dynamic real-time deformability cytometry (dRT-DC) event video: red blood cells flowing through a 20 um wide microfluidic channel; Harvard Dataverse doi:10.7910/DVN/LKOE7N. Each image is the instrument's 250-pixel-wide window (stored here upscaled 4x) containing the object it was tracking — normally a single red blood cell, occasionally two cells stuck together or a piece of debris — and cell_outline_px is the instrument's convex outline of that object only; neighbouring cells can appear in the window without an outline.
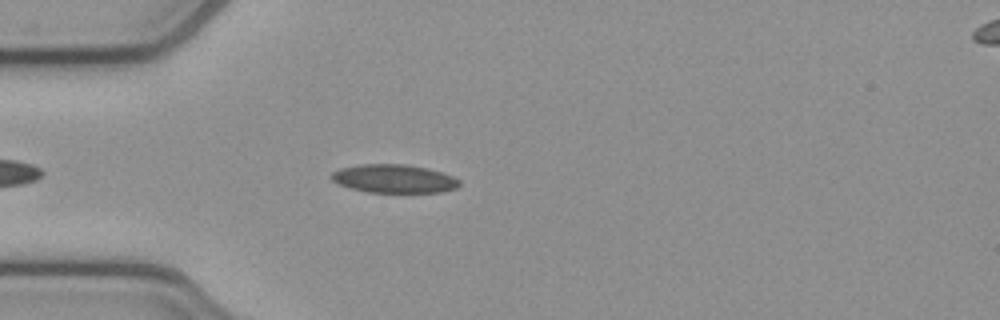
{"species": "common noctule bat (a hibernating species)", "species_latin": "Nyctalus noctula", "temperature_condition": "cold", "stored_images_in_passage": 24, "camera_frame_rate_fps": 3000, "um_per_image_px": 0.085, "animal": {"sex": "female", "body_mass_g": 21.9}, "frame": {"image": 1, "passage_image": 7, "time_ms": 2.0, "image_size_px": [1000, 320], "cell_outline_px": [[460, 184], [456, 188], [440, 192], [368, 192], [348, 188], [332, 180], [332, 172], [340, 168], [364, 164], [404, 164], [428, 168], [452, 176], [460, 180]], "centroid_in_image_um": [33.49, 15.19], "position_along_channel_um": 51.5, "area_um2": 21.04}}
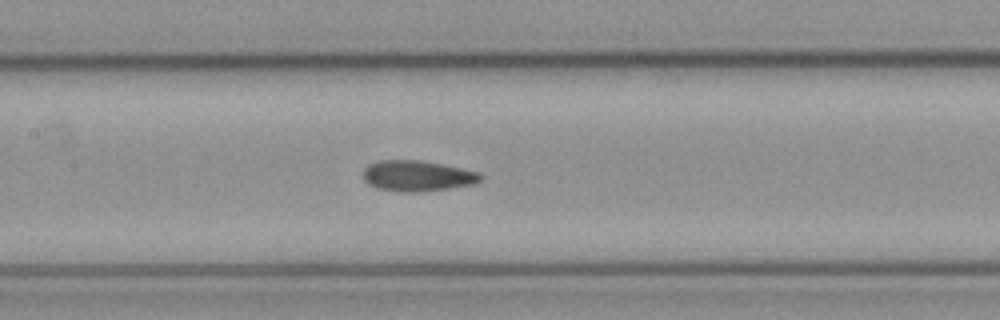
{"frame": {"image": 2, "passage_image": 17, "time_ms": 5.333, "image_size_px": [1000, 320], "cell_outline_px": [[484, 176], [480, 180], [472, 184], [448, 188], [420, 192], [400, 192], [376, 188], [368, 184], [364, 180], [364, 168], [380, 160], [420, 160], [480, 172]], "centroid_in_image_um": [35.46, 14.96], "position_along_channel_um": 171.9, "area_um2": 20.87}}
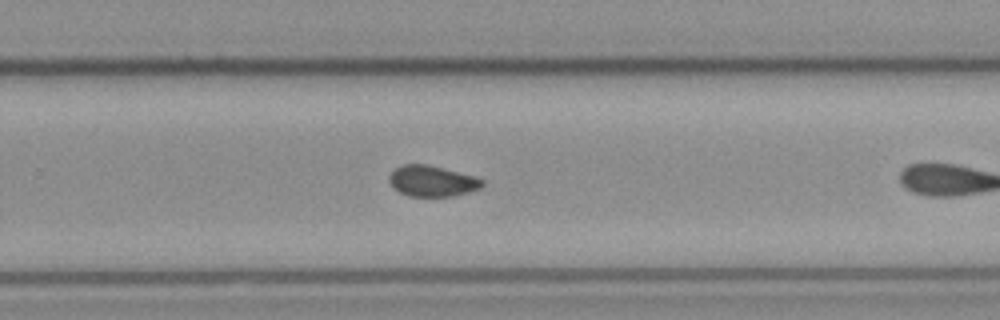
{"frame": {"image": 3, "passage_image": 23, "time_ms": 7.333, "image_size_px": [1000, 320], "cell_outline_px": [[484, 184], [480, 188], [468, 192], [452, 196], [408, 196], [392, 188], [388, 180], [388, 176], [400, 164], [428, 164], [476, 176], [484, 180]], "centroid_in_image_um": [36.72, 15.38], "position_along_channel_um": 293.1, "area_um2": 16.94}}